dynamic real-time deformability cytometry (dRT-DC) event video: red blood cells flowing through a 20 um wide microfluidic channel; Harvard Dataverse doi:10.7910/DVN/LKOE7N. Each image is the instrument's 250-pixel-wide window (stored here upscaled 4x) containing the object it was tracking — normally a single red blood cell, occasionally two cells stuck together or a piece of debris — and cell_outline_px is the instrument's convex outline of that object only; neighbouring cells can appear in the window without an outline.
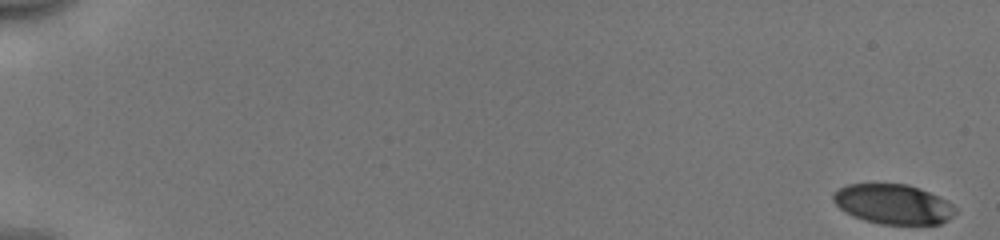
{"species": "human", "species_latin": "Homo sapiens", "temperature_condition": "cold", "stored_images_in_passage": 54, "camera_frame_rate_fps": 3000, "um_per_image_px": 0.085, "donor": {"sex": "male"}, "frame": {"image": 1, "passage_image": 1, "time_ms": 0.0, "image_size_px": [1000, 240], "cell_outline_px": [[956, 212], [948, 220], [940, 224], [880, 224], [864, 220], [852, 216], [844, 212], [832, 200], [832, 196], [840, 188], [848, 184], [908, 184], [920, 188], [952, 204], [956, 208]], "centroid_in_image_um": [75.9, 17.36], "position_along_channel_um": 9.1, "area_um2": 28.21}}
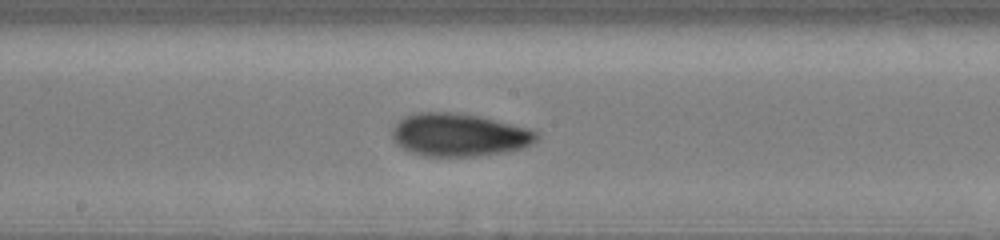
{"frame": {"image": 2, "passage_image": 31, "time_ms": 10.0, "image_size_px": [1000, 240], "cell_outline_px": [[540, 136], [532, 144], [524, 148], [476, 156], [424, 156], [412, 152], [396, 144], [392, 136], [392, 128], [404, 116], [420, 112], [456, 112], [480, 116], [532, 128], [540, 132]], "centroid_in_image_um": [39.07, 11.45], "position_along_channel_um": 209.1, "area_um2": 36.36}}
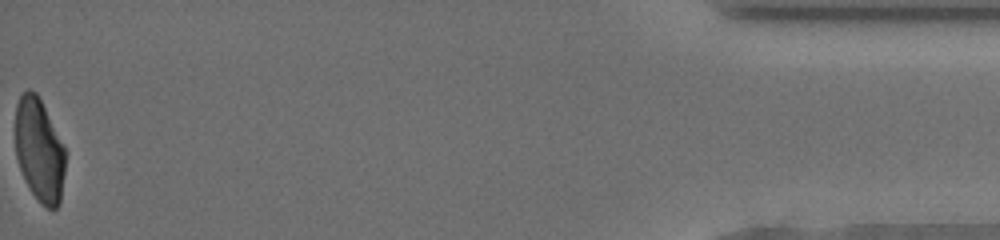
{"frame": {"image": 3, "passage_image": 54, "time_ms": 17.667, "image_size_px": [1000, 240], "cell_outline_px": [[64, 172], [60, 204], [56, 208], [48, 208], [40, 204], [28, 188], [20, 168], [16, 156], [16, 104], [20, 96], [28, 88], [36, 92], [64, 148]], "centroid_in_image_um": [3.32, 12.8], "position_along_channel_um": 431.9, "area_um2": 29.59}, "authors_computed_cell_mechanics": {"area_um2": 32.6859, "velocity_mm_per_s": 3.97, "shape_relaxation_time_tau1_ms": 4.5043, "shape_relaxation_time_tau2_ms": 2.2042, "deformation_change_tau1": 0.1549, "deformation_change_tau2": 0.0764}}